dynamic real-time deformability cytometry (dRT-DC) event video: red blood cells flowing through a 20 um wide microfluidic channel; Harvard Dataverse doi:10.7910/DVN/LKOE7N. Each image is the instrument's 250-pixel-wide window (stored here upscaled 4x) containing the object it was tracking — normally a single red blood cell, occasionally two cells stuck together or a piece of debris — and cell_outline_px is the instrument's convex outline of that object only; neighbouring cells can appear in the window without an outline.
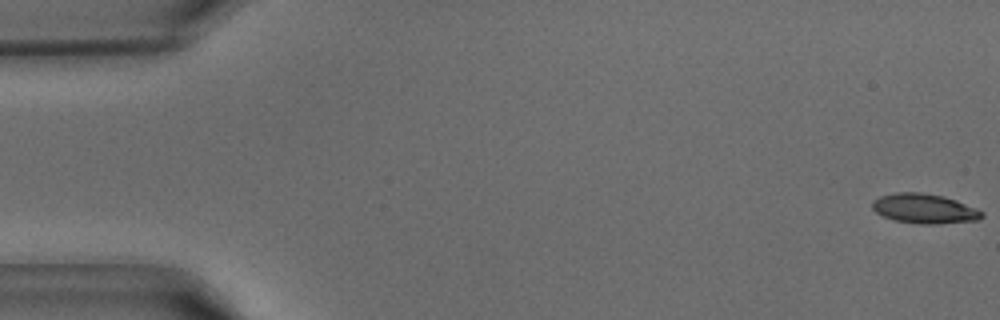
{"species": "common noctule bat (a hibernating species)", "species_latin": "Nyctalus noctula", "temperature_condition": "warm", "stored_images_in_passage": 7, "camera_frame_rate_fps": 3000, "um_per_image_px": 0.085, "animal": {"sex": "male", "body_mass_g": 15.6}, "frame": {"image": 1, "passage_image": 1, "time_ms": 0.0, "image_size_px": [1000, 320], "cell_outline_px": [[984, 216], [980, 220], [936, 224], [920, 224], [896, 220], [884, 216], [876, 212], [872, 208], [872, 200], [880, 196], [896, 192], [920, 192], [944, 196], [956, 200], [976, 208], [984, 212]], "centroid_in_image_um": [78.6, 17.73], "position_along_channel_um": 6.4, "area_um2": 19.02}}